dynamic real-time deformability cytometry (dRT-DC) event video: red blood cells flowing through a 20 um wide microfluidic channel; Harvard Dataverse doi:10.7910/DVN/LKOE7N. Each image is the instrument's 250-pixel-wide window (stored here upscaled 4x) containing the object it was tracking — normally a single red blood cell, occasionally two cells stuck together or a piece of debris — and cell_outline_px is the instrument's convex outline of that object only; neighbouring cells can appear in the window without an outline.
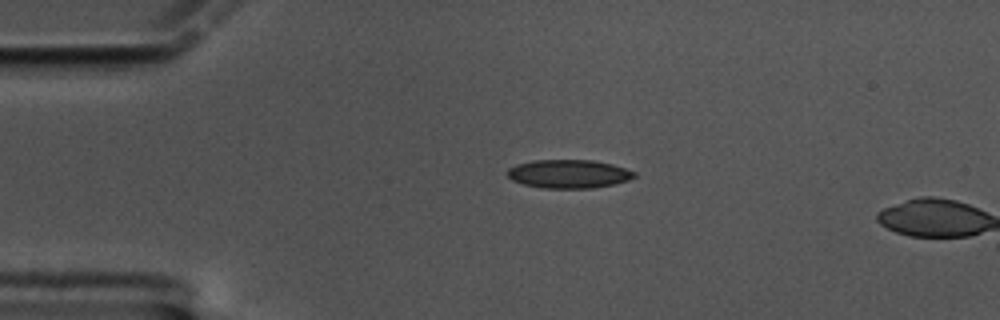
{"species": "common noctule bat (a hibernating species)", "species_latin": "Nyctalus noctula", "temperature_condition": "cold", "stored_images_in_passage": 2, "camera_frame_rate_fps": 3000, "um_per_image_px": 0.085, "animal": {"sex": "male", "body_mass_g": 17.5, "forearm_length_mm": 52.3}, "frame": {"image": 1, "passage_image": 1, "time_ms": 0.0, "image_size_px": [1000, 320], "cell_outline_px": [[636, 176], [628, 180], [612, 184], [592, 188], [544, 188], [524, 184], [512, 180], [508, 176], [508, 168], [516, 164], [532, 160], [592, 160], [612, 164], [636, 172]], "centroid_in_image_um": [48.33, 14.77], "position_along_channel_um": 36.7, "area_um2": 20.98}}